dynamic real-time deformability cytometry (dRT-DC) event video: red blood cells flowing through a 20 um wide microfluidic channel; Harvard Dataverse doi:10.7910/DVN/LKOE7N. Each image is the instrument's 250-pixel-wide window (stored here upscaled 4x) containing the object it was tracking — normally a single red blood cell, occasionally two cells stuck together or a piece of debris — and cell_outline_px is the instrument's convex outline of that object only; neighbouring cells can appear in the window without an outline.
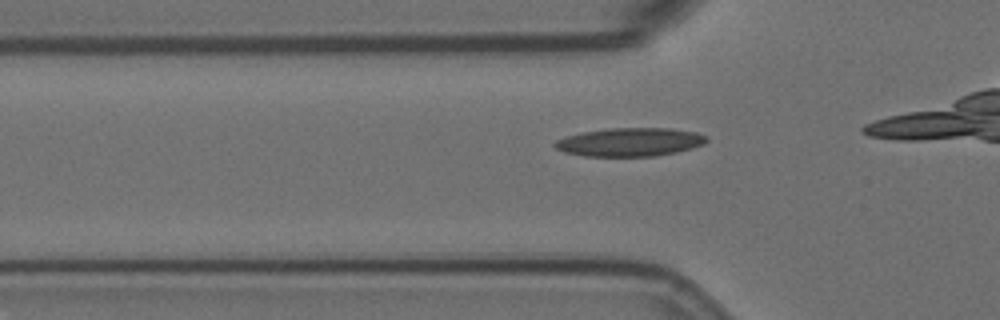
{"species": "Egyptian fruit bat (a non-hibernating species)", "species_latin": "Rousettus aegyptiacus", "temperature_condition": "room temperature", "stored_images_in_passage": 16, "camera_frame_rate_fps": 3000, "um_per_image_px": 0.085, "animal": {"sex": "female"}, "frame": {"image": 1, "passage_image": 10, "time_ms": 3.0, "image_size_px": [1000, 320], "cell_outline_px": [[708, 140], [704, 144], [692, 148], [676, 152], [656, 156], [584, 156], [564, 152], [556, 148], [552, 144], [556, 140], [580, 132], [608, 128], [668, 128], [696, 132], [708, 136]], "centroid_in_image_um": [53.55, 12.07], "position_along_channel_um": 72.3, "area_um2": 25.26}}
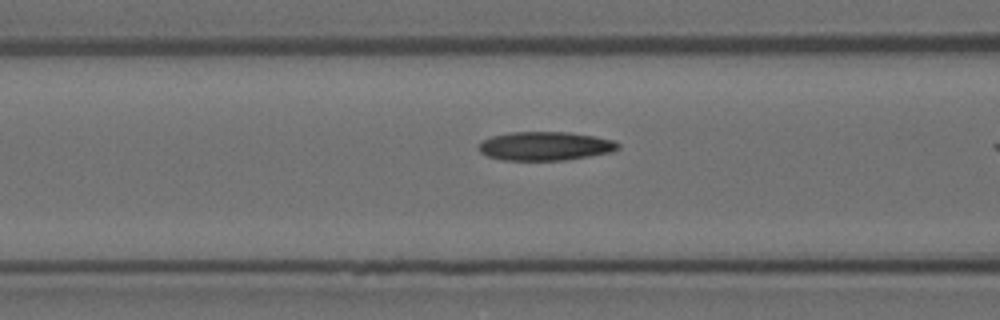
{"frame": {"image": 2, "passage_image": 14, "time_ms": 4.333, "image_size_px": [1000, 320], "cell_outline_px": [[620, 148], [612, 152], [564, 160], [504, 160], [488, 156], [480, 152], [476, 148], [476, 144], [492, 136], [508, 132], [568, 132], [592, 136], [612, 140], [620, 144]], "centroid_in_image_um": [46.29, 12.41], "position_along_channel_um": 120.3, "area_um2": 23.35}}